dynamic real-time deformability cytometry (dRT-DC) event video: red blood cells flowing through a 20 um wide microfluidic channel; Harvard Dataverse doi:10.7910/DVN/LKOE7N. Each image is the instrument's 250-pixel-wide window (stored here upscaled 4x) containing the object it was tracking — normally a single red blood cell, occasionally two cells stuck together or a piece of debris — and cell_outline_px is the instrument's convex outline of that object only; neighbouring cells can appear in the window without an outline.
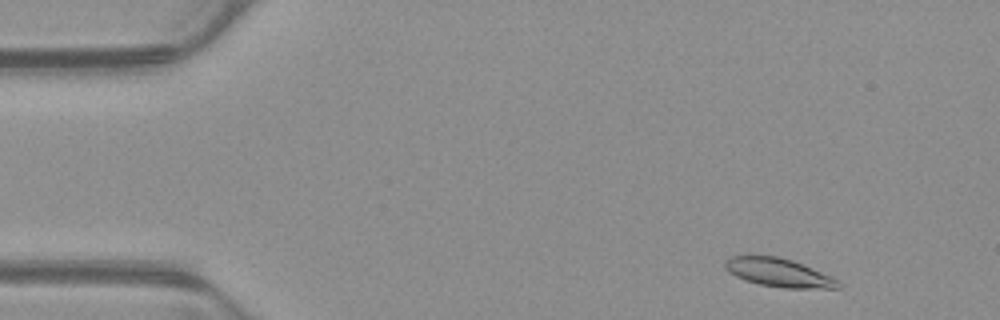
{"species": "common noctule bat (a hibernating species)", "species_latin": "Nyctalus noctula", "temperature_condition": "warm", "stored_images_in_passage": 51, "camera_frame_rate_fps": 3000, "um_per_image_px": 0.085, "animal": {"sex": "male", "body_mass_g": 23.1, "forearm_length_mm": 52.7}, "frame": {"image": 1, "passage_image": 3, "time_ms": 0.667, "image_size_px": [1000, 320], "cell_outline_px": [[840, 288], [784, 288], [760, 284], [736, 276], [728, 272], [724, 268], [724, 260], [732, 256], [748, 252], [776, 256], [792, 260], [804, 264], [840, 280]], "centroid_in_image_um": [66.13, 23.12], "position_along_channel_um": 18.9, "area_um2": 19.36}}
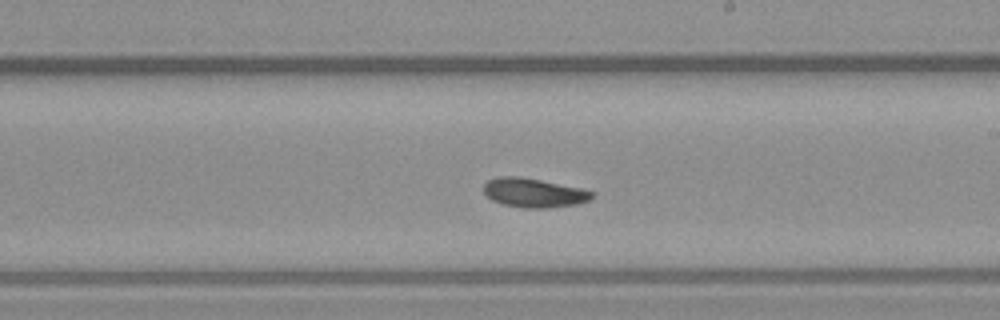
{"frame": {"image": 2, "passage_image": 28, "time_ms": 9.0, "image_size_px": [1000, 320], "cell_outline_px": [[596, 192], [588, 200], [576, 204], [548, 208], [524, 208], [504, 204], [492, 200], [484, 192], [484, 184], [488, 180], [500, 176], [520, 176], [584, 188]], "centroid_in_image_um": [45.4, 16.37], "position_along_channel_um": 243.6, "area_um2": 18.44}}
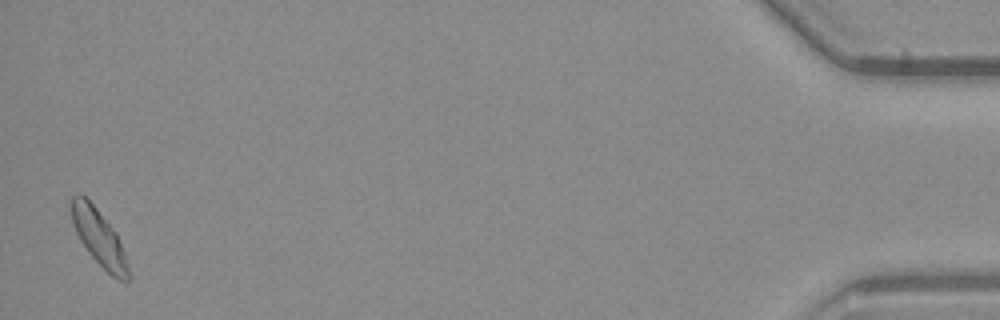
{"frame": {"image": 3, "passage_image": 50, "time_ms": 16.333, "image_size_px": [1000, 320], "cell_outline_px": [[128, 280], [120, 280], [112, 276], [88, 252], [80, 240], [72, 224], [72, 196], [76, 192], [80, 192], [96, 208], [116, 232], [124, 252], [128, 264]], "centroid_in_image_um": [8.39, 20.17], "position_along_channel_um": 426.8, "area_um2": 18.15}, "authors_computed_cell_mechanics": {"area_um2": 18.4382, "velocity_mm_per_s": 3.8345, "shape_relaxation_time_tau1_ms": 5.3427, "shape_relaxation_time_tau2_ms": null, "deformation_change_tau1": 0.1519, "deformation_change_tau2": null}}